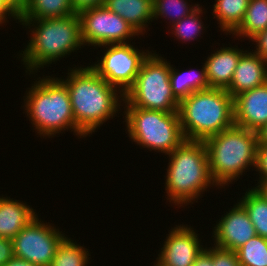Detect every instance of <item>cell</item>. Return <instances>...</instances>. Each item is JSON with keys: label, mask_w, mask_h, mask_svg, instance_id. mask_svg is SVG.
<instances>
[{"label": "cell", "mask_w": 267, "mask_h": 266, "mask_svg": "<svg viewBox=\"0 0 267 266\" xmlns=\"http://www.w3.org/2000/svg\"><path fill=\"white\" fill-rule=\"evenodd\" d=\"M251 40L257 43L254 53L259 54L267 61V29L256 34Z\"/></svg>", "instance_id": "obj_32"}, {"label": "cell", "mask_w": 267, "mask_h": 266, "mask_svg": "<svg viewBox=\"0 0 267 266\" xmlns=\"http://www.w3.org/2000/svg\"><path fill=\"white\" fill-rule=\"evenodd\" d=\"M89 252L65 237L59 244L50 266H87Z\"/></svg>", "instance_id": "obj_24"}, {"label": "cell", "mask_w": 267, "mask_h": 266, "mask_svg": "<svg viewBox=\"0 0 267 266\" xmlns=\"http://www.w3.org/2000/svg\"><path fill=\"white\" fill-rule=\"evenodd\" d=\"M259 185L255 187V189L261 193L264 198L267 200V181H261L258 183Z\"/></svg>", "instance_id": "obj_37"}, {"label": "cell", "mask_w": 267, "mask_h": 266, "mask_svg": "<svg viewBox=\"0 0 267 266\" xmlns=\"http://www.w3.org/2000/svg\"><path fill=\"white\" fill-rule=\"evenodd\" d=\"M36 216L26 203L0 197V238L12 240Z\"/></svg>", "instance_id": "obj_17"}, {"label": "cell", "mask_w": 267, "mask_h": 266, "mask_svg": "<svg viewBox=\"0 0 267 266\" xmlns=\"http://www.w3.org/2000/svg\"><path fill=\"white\" fill-rule=\"evenodd\" d=\"M61 233L36 216L12 239L14 257L37 266H50L59 244L65 238Z\"/></svg>", "instance_id": "obj_10"}, {"label": "cell", "mask_w": 267, "mask_h": 266, "mask_svg": "<svg viewBox=\"0 0 267 266\" xmlns=\"http://www.w3.org/2000/svg\"><path fill=\"white\" fill-rule=\"evenodd\" d=\"M104 6L127 21L139 34L146 31V24L153 19V0H105Z\"/></svg>", "instance_id": "obj_18"}, {"label": "cell", "mask_w": 267, "mask_h": 266, "mask_svg": "<svg viewBox=\"0 0 267 266\" xmlns=\"http://www.w3.org/2000/svg\"><path fill=\"white\" fill-rule=\"evenodd\" d=\"M125 108V122L129 137L143 148L171 153L185 138L178 112Z\"/></svg>", "instance_id": "obj_8"}, {"label": "cell", "mask_w": 267, "mask_h": 266, "mask_svg": "<svg viewBox=\"0 0 267 266\" xmlns=\"http://www.w3.org/2000/svg\"><path fill=\"white\" fill-rule=\"evenodd\" d=\"M239 200L247 211L256 234L267 239V200L255 188L246 191Z\"/></svg>", "instance_id": "obj_23"}, {"label": "cell", "mask_w": 267, "mask_h": 266, "mask_svg": "<svg viewBox=\"0 0 267 266\" xmlns=\"http://www.w3.org/2000/svg\"><path fill=\"white\" fill-rule=\"evenodd\" d=\"M213 14L226 33L234 32L243 21L250 0H215Z\"/></svg>", "instance_id": "obj_21"}, {"label": "cell", "mask_w": 267, "mask_h": 266, "mask_svg": "<svg viewBox=\"0 0 267 266\" xmlns=\"http://www.w3.org/2000/svg\"><path fill=\"white\" fill-rule=\"evenodd\" d=\"M14 257L13 241L0 238V266H4Z\"/></svg>", "instance_id": "obj_31"}, {"label": "cell", "mask_w": 267, "mask_h": 266, "mask_svg": "<svg viewBox=\"0 0 267 266\" xmlns=\"http://www.w3.org/2000/svg\"><path fill=\"white\" fill-rule=\"evenodd\" d=\"M235 126L257 131L267 123V83L233 97Z\"/></svg>", "instance_id": "obj_14"}, {"label": "cell", "mask_w": 267, "mask_h": 266, "mask_svg": "<svg viewBox=\"0 0 267 266\" xmlns=\"http://www.w3.org/2000/svg\"><path fill=\"white\" fill-rule=\"evenodd\" d=\"M102 46L107 48L105 53L101 60L97 61V64L90 67L111 86L121 89H118V92L120 100L123 101L124 94L135 83L143 61L151 52H140L139 49H135L129 43L106 44Z\"/></svg>", "instance_id": "obj_9"}, {"label": "cell", "mask_w": 267, "mask_h": 266, "mask_svg": "<svg viewBox=\"0 0 267 266\" xmlns=\"http://www.w3.org/2000/svg\"><path fill=\"white\" fill-rule=\"evenodd\" d=\"M4 266H37V265H34L33 263H30V262L25 261L23 259L13 257Z\"/></svg>", "instance_id": "obj_36"}, {"label": "cell", "mask_w": 267, "mask_h": 266, "mask_svg": "<svg viewBox=\"0 0 267 266\" xmlns=\"http://www.w3.org/2000/svg\"><path fill=\"white\" fill-rule=\"evenodd\" d=\"M125 107L178 112L179 100L172 92L170 63L155 53L143 61L133 86L124 94Z\"/></svg>", "instance_id": "obj_7"}, {"label": "cell", "mask_w": 267, "mask_h": 266, "mask_svg": "<svg viewBox=\"0 0 267 266\" xmlns=\"http://www.w3.org/2000/svg\"><path fill=\"white\" fill-rule=\"evenodd\" d=\"M256 133L258 144L267 145V123L259 128Z\"/></svg>", "instance_id": "obj_35"}, {"label": "cell", "mask_w": 267, "mask_h": 266, "mask_svg": "<svg viewBox=\"0 0 267 266\" xmlns=\"http://www.w3.org/2000/svg\"><path fill=\"white\" fill-rule=\"evenodd\" d=\"M168 155L165 190L170 202L180 207L193 203L206 188L215 184L210 175L204 141L184 139Z\"/></svg>", "instance_id": "obj_3"}, {"label": "cell", "mask_w": 267, "mask_h": 266, "mask_svg": "<svg viewBox=\"0 0 267 266\" xmlns=\"http://www.w3.org/2000/svg\"><path fill=\"white\" fill-rule=\"evenodd\" d=\"M265 83H267V61L259 54L245 50L239 59L232 81L226 91L234 97Z\"/></svg>", "instance_id": "obj_15"}, {"label": "cell", "mask_w": 267, "mask_h": 266, "mask_svg": "<svg viewBox=\"0 0 267 266\" xmlns=\"http://www.w3.org/2000/svg\"><path fill=\"white\" fill-rule=\"evenodd\" d=\"M179 120L187 140L204 141L233 127V97L224 89L196 91L179 101Z\"/></svg>", "instance_id": "obj_4"}, {"label": "cell", "mask_w": 267, "mask_h": 266, "mask_svg": "<svg viewBox=\"0 0 267 266\" xmlns=\"http://www.w3.org/2000/svg\"><path fill=\"white\" fill-rule=\"evenodd\" d=\"M172 66L173 65H170L171 88L173 94L179 101L196 91L209 88L205 65H203L201 71H199L200 73H194V70H190L191 72L186 71L179 73L180 71Z\"/></svg>", "instance_id": "obj_20"}, {"label": "cell", "mask_w": 267, "mask_h": 266, "mask_svg": "<svg viewBox=\"0 0 267 266\" xmlns=\"http://www.w3.org/2000/svg\"><path fill=\"white\" fill-rule=\"evenodd\" d=\"M72 1V7L76 13H79L80 11L91 8V7H97L104 5L105 0H71Z\"/></svg>", "instance_id": "obj_33"}, {"label": "cell", "mask_w": 267, "mask_h": 266, "mask_svg": "<svg viewBox=\"0 0 267 266\" xmlns=\"http://www.w3.org/2000/svg\"><path fill=\"white\" fill-rule=\"evenodd\" d=\"M215 186L228 185L256 165L257 133L233 126L204 140ZM229 182V183H228Z\"/></svg>", "instance_id": "obj_5"}, {"label": "cell", "mask_w": 267, "mask_h": 266, "mask_svg": "<svg viewBox=\"0 0 267 266\" xmlns=\"http://www.w3.org/2000/svg\"><path fill=\"white\" fill-rule=\"evenodd\" d=\"M267 29V0H250L240 26L232 33L251 39Z\"/></svg>", "instance_id": "obj_22"}, {"label": "cell", "mask_w": 267, "mask_h": 266, "mask_svg": "<svg viewBox=\"0 0 267 266\" xmlns=\"http://www.w3.org/2000/svg\"><path fill=\"white\" fill-rule=\"evenodd\" d=\"M68 75L66 80H60L69 91L76 135L86 137L117 113L121 105L118 103L117 88L90 66L74 68Z\"/></svg>", "instance_id": "obj_1"}, {"label": "cell", "mask_w": 267, "mask_h": 266, "mask_svg": "<svg viewBox=\"0 0 267 266\" xmlns=\"http://www.w3.org/2000/svg\"><path fill=\"white\" fill-rule=\"evenodd\" d=\"M240 266H267V239L254 236L236 250Z\"/></svg>", "instance_id": "obj_25"}, {"label": "cell", "mask_w": 267, "mask_h": 266, "mask_svg": "<svg viewBox=\"0 0 267 266\" xmlns=\"http://www.w3.org/2000/svg\"><path fill=\"white\" fill-rule=\"evenodd\" d=\"M18 22L25 24L28 28L31 24L36 25L31 30L32 37L21 56L23 64L30 73L79 50L78 48L84 45L81 39V22L78 13L64 18L19 19Z\"/></svg>", "instance_id": "obj_2"}, {"label": "cell", "mask_w": 267, "mask_h": 266, "mask_svg": "<svg viewBox=\"0 0 267 266\" xmlns=\"http://www.w3.org/2000/svg\"><path fill=\"white\" fill-rule=\"evenodd\" d=\"M202 13L201 7L192 12L189 16L183 17L180 21L172 24V29L177 39H182V41H191V39H196L198 35L201 34L203 30V25L200 19V14ZM200 33V34H199Z\"/></svg>", "instance_id": "obj_27"}, {"label": "cell", "mask_w": 267, "mask_h": 266, "mask_svg": "<svg viewBox=\"0 0 267 266\" xmlns=\"http://www.w3.org/2000/svg\"><path fill=\"white\" fill-rule=\"evenodd\" d=\"M214 228V245L231 251H236L257 235L247 211L239 202Z\"/></svg>", "instance_id": "obj_13"}, {"label": "cell", "mask_w": 267, "mask_h": 266, "mask_svg": "<svg viewBox=\"0 0 267 266\" xmlns=\"http://www.w3.org/2000/svg\"><path fill=\"white\" fill-rule=\"evenodd\" d=\"M213 266H240L236 251L213 247Z\"/></svg>", "instance_id": "obj_28"}, {"label": "cell", "mask_w": 267, "mask_h": 266, "mask_svg": "<svg viewBox=\"0 0 267 266\" xmlns=\"http://www.w3.org/2000/svg\"><path fill=\"white\" fill-rule=\"evenodd\" d=\"M25 98L27 116L40 137H52L69 128L76 134L69 91L60 79L40 78Z\"/></svg>", "instance_id": "obj_6"}, {"label": "cell", "mask_w": 267, "mask_h": 266, "mask_svg": "<svg viewBox=\"0 0 267 266\" xmlns=\"http://www.w3.org/2000/svg\"><path fill=\"white\" fill-rule=\"evenodd\" d=\"M192 229L184 225L171 229L157 257L160 266H192L204 249Z\"/></svg>", "instance_id": "obj_12"}, {"label": "cell", "mask_w": 267, "mask_h": 266, "mask_svg": "<svg viewBox=\"0 0 267 266\" xmlns=\"http://www.w3.org/2000/svg\"><path fill=\"white\" fill-rule=\"evenodd\" d=\"M25 2L26 0H0V24L7 21V14L19 20Z\"/></svg>", "instance_id": "obj_29"}, {"label": "cell", "mask_w": 267, "mask_h": 266, "mask_svg": "<svg viewBox=\"0 0 267 266\" xmlns=\"http://www.w3.org/2000/svg\"><path fill=\"white\" fill-rule=\"evenodd\" d=\"M255 168L261 176L258 183L267 181V145L257 144Z\"/></svg>", "instance_id": "obj_30"}, {"label": "cell", "mask_w": 267, "mask_h": 266, "mask_svg": "<svg viewBox=\"0 0 267 266\" xmlns=\"http://www.w3.org/2000/svg\"><path fill=\"white\" fill-rule=\"evenodd\" d=\"M192 266H213V247L203 249Z\"/></svg>", "instance_id": "obj_34"}, {"label": "cell", "mask_w": 267, "mask_h": 266, "mask_svg": "<svg viewBox=\"0 0 267 266\" xmlns=\"http://www.w3.org/2000/svg\"><path fill=\"white\" fill-rule=\"evenodd\" d=\"M187 4L185 0H153V20H157L160 16L173 18L171 19L172 24L180 21L183 17L189 16L199 7L198 4L193 6Z\"/></svg>", "instance_id": "obj_26"}, {"label": "cell", "mask_w": 267, "mask_h": 266, "mask_svg": "<svg viewBox=\"0 0 267 266\" xmlns=\"http://www.w3.org/2000/svg\"><path fill=\"white\" fill-rule=\"evenodd\" d=\"M245 51L233 47H221L208 56L204 65L209 88L226 90L233 78L241 55Z\"/></svg>", "instance_id": "obj_16"}, {"label": "cell", "mask_w": 267, "mask_h": 266, "mask_svg": "<svg viewBox=\"0 0 267 266\" xmlns=\"http://www.w3.org/2000/svg\"><path fill=\"white\" fill-rule=\"evenodd\" d=\"M75 13L71 0H26L19 19L64 18Z\"/></svg>", "instance_id": "obj_19"}, {"label": "cell", "mask_w": 267, "mask_h": 266, "mask_svg": "<svg viewBox=\"0 0 267 266\" xmlns=\"http://www.w3.org/2000/svg\"><path fill=\"white\" fill-rule=\"evenodd\" d=\"M78 15L84 45L88 43L101 47L106 44L127 43V39L139 35L133 26L104 5L84 9Z\"/></svg>", "instance_id": "obj_11"}]
</instances>
